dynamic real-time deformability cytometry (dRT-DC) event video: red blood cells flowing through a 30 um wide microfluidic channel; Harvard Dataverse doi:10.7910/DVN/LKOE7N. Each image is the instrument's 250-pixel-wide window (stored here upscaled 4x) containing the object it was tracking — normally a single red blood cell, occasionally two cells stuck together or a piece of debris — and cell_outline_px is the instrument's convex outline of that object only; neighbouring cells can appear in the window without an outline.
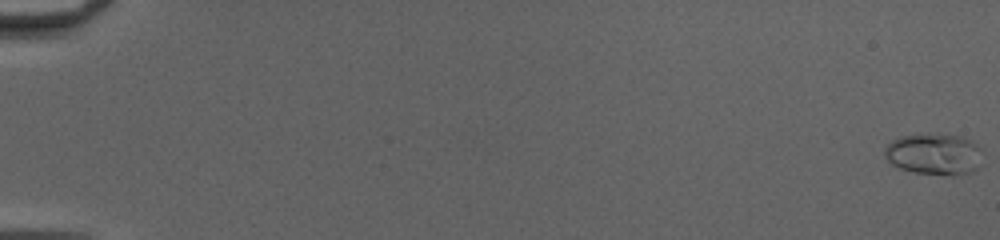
{"species": "common noctule bat (a hibernating species)", "species_latin": "Nyctalus noctula", "temperature_condition": "cold", "stored_images_in_passage": 52, "camera_frame_rate_fps": 3000, "um_per_image_px": 0.085, "animal": {"sex": "female", "body_mass_g": 20.0, "forearm_length_mm": 54.0}, "frame": {"image": 1, "passage_image": 1, "time_ms": 0.0, "image_size_px": [1000, 240], "cell_outline_px": [[984, 164], [972, 172], [952, 176], [916, 172], [900, 168], [892, 164], [884, 156], [884, 148], [892, 140], [900, 136], [960, 136], [972, 140], [984, 148]], "centroid_in_image_um": [79.52, 13.14], "position_along_channel_um": 5.5, "area_um2": 23.76}}
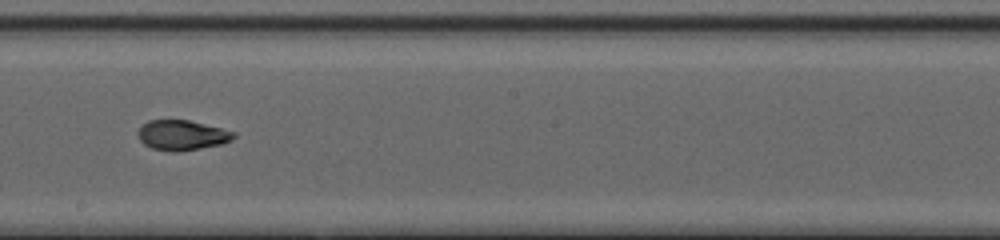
{"frame": {"image": 2, "passage_image": 32, "time_ms": 10.333, "image_size_px": [1000, 240], "cell_outline_px": [[236, 136], [232, 140], [220, 144], [180, 152], [172, 152], [152, 148], [144, 144], [140, 140], [136, 132], [148, 120], [188, 120], [236, 132]], "centroid_in_image_um": [15.46, 11.49], "position_along_channel_um": 232.7, "area_um2": 16.7}}
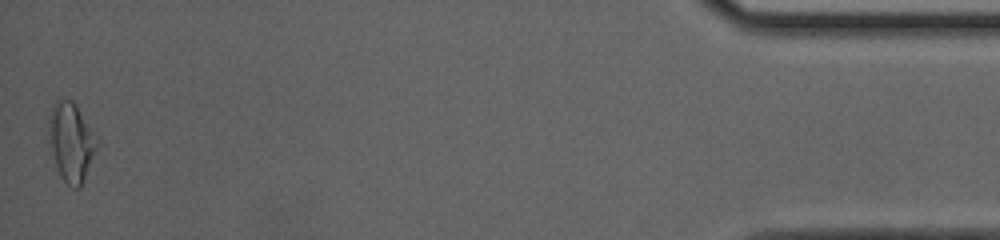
{"frame": {"image": 3, "passage_image": 52, "time_ms": 17.0, "image_size_px": [1000, 240], "cell_outline_px": [[96, 148], [80, 188], [72, 188], [60, 176], [56, 168], [48, 140], [48, 120], [52, 104], [56, 100], [72, 100], [76, 104], [92, 132]], "centroid_in_image_um": [5.97, 12.06], "position_along_channel_um": 429.2, "area_um2": 21.56}, "authors_computed_cell_mechanics": {"area_um2": 17.2244, "velocity_mm_per_s": 4.1619, "shape_relaxation_time_tau1_ms": null, "shape_relaxation_time_tau2_ms": 1.1964, "deformation_change_tau1": null, "deformation_change_tau2": 0.0677}}